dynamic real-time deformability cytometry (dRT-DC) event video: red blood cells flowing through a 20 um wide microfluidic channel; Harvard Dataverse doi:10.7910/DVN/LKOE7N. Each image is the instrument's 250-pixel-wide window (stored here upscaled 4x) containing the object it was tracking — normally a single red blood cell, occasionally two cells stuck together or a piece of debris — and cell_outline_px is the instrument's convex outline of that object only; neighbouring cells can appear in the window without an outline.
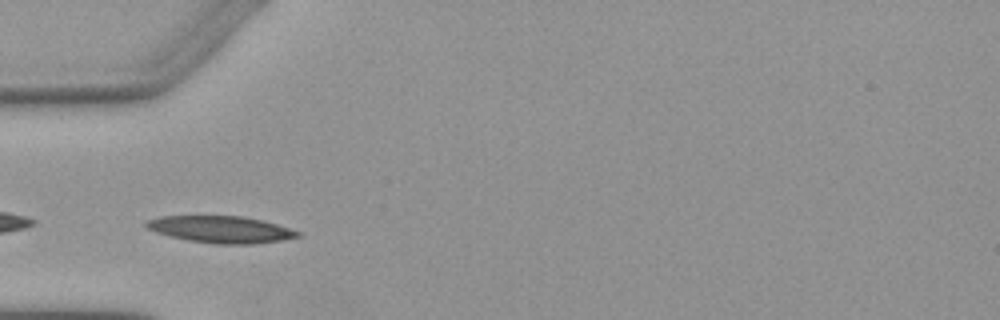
{"species": "Egyptian fruit bat (a non-hibernating species)", "species_latin": "Rousettus aegyptiacus", "temperature_condition": "warm", "stored_images_in_passage": 5, "camera_frame_rate_fps": 3000, "um_per_image_px": 0.085, "animal": {"sex": "female"}, "frame": {"image": 1, "passage_image": 4, "time_ms": 3.333, "image_size_px": [1000, 320], "cell_outline_px": [[300, 236], [280, 240], [252, 244], [216, 244], [188, 240], [156, 232], [148, 228], [144, 224], [148, 220], [160, 216], [244, 216], [276, 224], [300, 232]], "centroid_in_image_um": [18.76, 19.5], "position_along_channel_um": 66.2, "area_um2": 23.35}}